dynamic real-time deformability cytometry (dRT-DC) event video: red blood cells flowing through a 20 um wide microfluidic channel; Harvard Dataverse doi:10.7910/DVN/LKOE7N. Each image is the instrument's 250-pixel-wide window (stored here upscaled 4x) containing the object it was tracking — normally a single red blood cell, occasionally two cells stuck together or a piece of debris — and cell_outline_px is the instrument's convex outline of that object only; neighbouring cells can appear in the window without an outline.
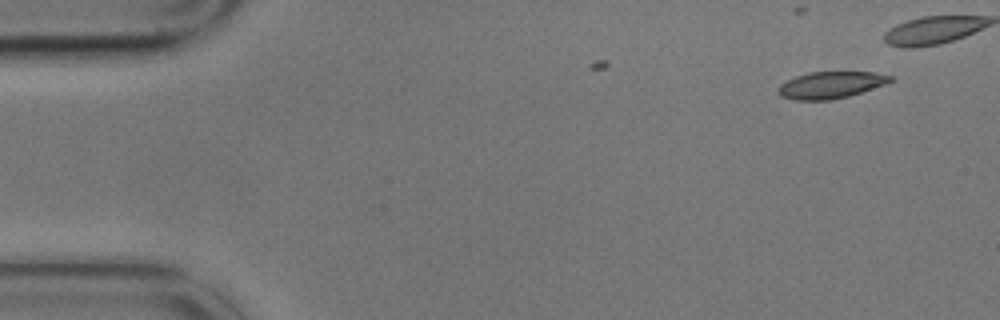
{"species": "common noctule bat (a hibernating species)", "species_latin": "Nyctalus noctula", "temperature_condition": "cold", "stored_images_in_passage": 4, "camera_frame_rate_fps": 3000, "um_per_image_px": 0.085, "animal": {"sex": "male", "body_mass_g": 17.9}, "frame": {"image": 1, "passage_image": 1, "time_ms": 0.0, "image_size_px": [1000, 320], "cell_outline_px": [[892, 80], [884, 84], [848, 96], [832, 100], [796, 100], [780, 96], [780, 84], [796, 76], [808, 72], [876, 72], [892, 76]], "centroid_in_image_um": [70.61, 7.22], "position_along_channel_um": 14.4, "area_um2": 17.22}}